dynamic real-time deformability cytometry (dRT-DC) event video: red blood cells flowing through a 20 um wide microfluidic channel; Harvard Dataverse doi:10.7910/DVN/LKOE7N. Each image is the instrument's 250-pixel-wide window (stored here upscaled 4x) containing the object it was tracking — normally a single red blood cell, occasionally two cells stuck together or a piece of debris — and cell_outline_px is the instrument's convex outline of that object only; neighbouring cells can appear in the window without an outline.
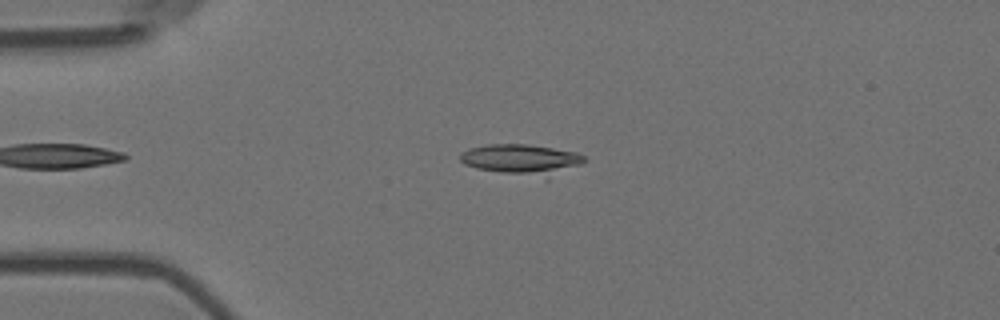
{"species": "Egyptian fruit bat (a non-hibernating species)", "species_latin": "Rousettus aegyptiacus", "temperature_condition": "room temperature", "stored_images_in_passage": 55, "camera_frame_rate_fps": 3000, "um_per_image_px": 0.085, "animal": {"sex": "female"}, "frame": {"image": 1, "passage_image": 13, "time_ms": 4.0, "image_size_px": [1000, 320], "cell_outline_px": [[588, 160], [548, 180], [544, 180], [476, 168], [464, 164], [460, 160], [460, 152], [468, 148], [488, 144], [528, 144], [576, 152], [584, 156]], "centroid_in_image_um": [44.37, 13.59], "position_along_channel_um": 40.6, "area_um2": 22.72}}
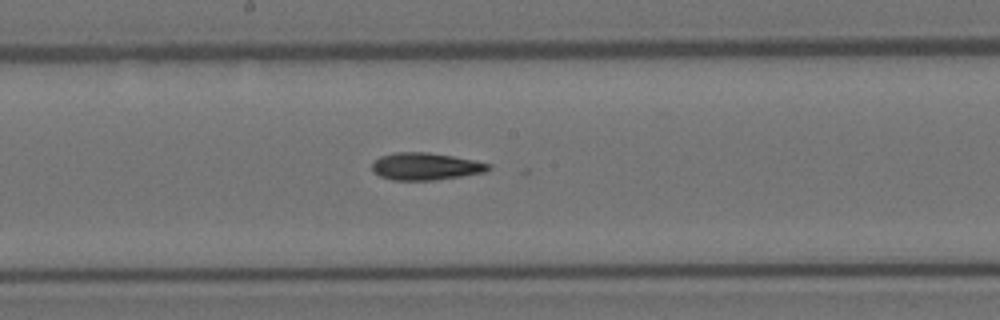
{"frame": {"image": 2, "passage_image": 29, "time_ms": 9.333, "image_size_px": [1000, 320], "cell_outline_px": [[492, 168], [484, 172], [436, 180], [392, 180], [380, 176], [372, 172], [372, 164], [380, 156], [396, 152], [428, 152], [452, 156], [492, 164]], "centroid_in_image_um": [36.16, 14.14], "position_along_channel_um": 212.0, "area_um2": 18.44}}
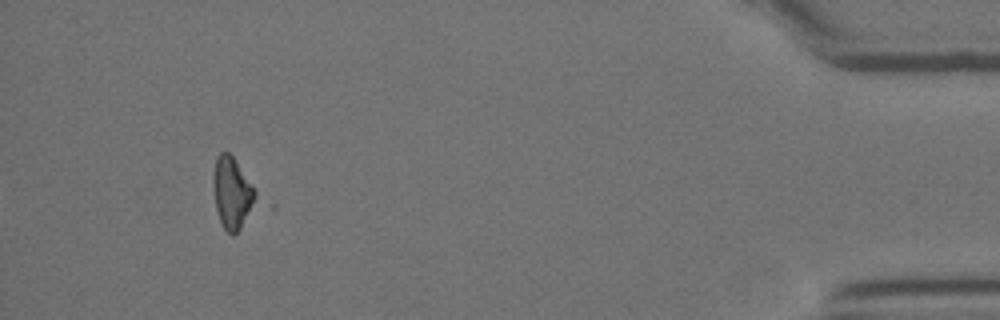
{"frame": {"image": 3, "passage_image": 51, "time_ms": 16.667, "image_size_px": [1000, 320], "cell_outline_px": [[256, 200], [240, 228], [232, 236], [224, 228], [220, 220], [216, 208], [212, 184], [212, 176], [216, 156], [220, 152], [228, 152], [232, 156], [256, 192]], "centroid_in_image_um": [19.68, 16.38], "position_along_channel_um": 415.5, "area_um2": 17.22}}